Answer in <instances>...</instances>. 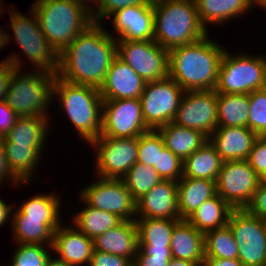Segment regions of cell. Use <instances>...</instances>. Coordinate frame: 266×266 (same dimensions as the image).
<instances>
[{
  "label": "cell",
  "mask_w": 266,
  "mask_h": 266,
  "mask_svg": "<svg viewBox=\"0 0 266 266\" xmlns=\"http://www.w3.org/2000/svg\"><path fill=\"white\" fill-rule=\"evenodd\" d=\"M116 57V39L102 23L94 22L59 54L56 76L72 84L100 89Z\"/></svg>",
  "instance_id": "cell-1"
},
{
  "label": "cell",
  "mask_w": 266,
  "mask_h": 266,
  "mask_svg": "<svg viewBox=\"0 0 266 266\" xmlns=\"http://www.w3.org/2000/svg\"><path fill=\"white\" fill-rule=\"evenodd\" d=\"M209 35L169 51L168 77L184 91L214 90L226 48Z\"/></svg>",
  "instance_id": "cell-2"
},
{
  "label": "cell",
  "mask_w": 266,
  "mask_h": 266,
  "mask_svg": "<svg viewBox=\"0 0 266 266\" xmlns=\"http://www.w3.org/2000/svg\"><path fill=\"white\" fill-rule=\"evenodd\" d=\"M30 6L40 30L58 54L94 23L91 10L73 0H35Z\"/></svg>",
  "instance_id": "cell-3"
},
{
  "label": "cell",
  "mask_w": 266,
  "mask_h": 266,
  "mask_svg": "<svg viewBox=\"0 0 266 266\" xmlns=\"http://www.w3.org/2000/svg\"><path fill=\"white\" fill-rule=\"evenodd\" d=\"M154 41L170 51L209 34L201 24L194 0H153Z\"/></svg>",
  "instance_id": "cell-4"
},
{
  "label": "cell",
  "mask_w": 266,
  "mask_h": 266,
  "mask_svg": "<svg viewBox=\"0 0 266 266\" xmlns=\"http://www.w3.org/2000/svg\"><path fill=\"white\" fill-rule=\"evenodd\" d=\"M55 98L83 141L90 144L100 136L103 99L98 88L72 84L56 76L53 102Z\"/></svg>",
  "instance_id": "cell-5"
},
{
  "label": "cell",
  "mask_w": 266,
  "mask_h": 266,
  "mask_svg": "<svg viewBox=\"0 0 266 266\" xmlns=\"http://www.w3.org/2000/svg\"><path fill=\"white\" fill-rule=\"evenodd\" d=\"M21 70L12 66L4 101L19 117H49L56 74L39 69L24 73Z\"/></svg>",
  "instance_id": "cell-6"
},
{
  "label": "cell",
  "mask_w": 266,
  "mask_h": 266,
  "mask_svg": "<svg viewBox=\"0 0 266 266\" xmlns=\"http://www.w3.org/2000/svg\"><path fill=\"white\" fill-rule=\"evenodd\" d=\"M266 87V57L246 53L222 55L218 70L216 93L249 94Z\"/></svg>",
  "instance_id": "cell-7"
},
{
  "label": "cell",
  "mask_w": 266,
  "mask_h": 266,
  "mask_svg": "<svg viewBox=\"0 0 266 266\" xmlns=\"http://www.w3.org/2000/svg\"><path fill=\"white\" fill-rule=\"evenodd\" d=\"M8 9L13 39L15 38L20 51L26 59L34 65L33 69L45 72L57 73L59 54L50 45L49 41L40 30L37 17L32 9L30 16L17 11L15 8Z\"/></svg>",
  "instance_id": "cell-8"
},
{
  "label": "cell",
  "mask_w": 266,
  "mask_h": 266,
  "mask_svg": "<svg viewBox=\"0 0 266 266\" xmlns=\"http://www.w3.org/2000/svg\"><path fill=\"white\" fill-rule=\"evenodd\" d=\"M244 266H266V220L246 209H233L228 218Z\"/></svg>",
  "instance_id": "cell-9"
},
{
  "label": "cell",
  "mask_w": 266,
  "mask_h": 266,
  "mask_svg": "<svg viewBox=\"0 0 266 266\" xmlns=\"http://www.w3.org/2000/svg\"><path fill=\"white\" fill-rule=\"evenodd\" d=\"M184 93L185 91L170 77L146 82L139 98L146 125L157 130L172 122Z\"/></svg>",
  "instance_id": "cell-10"
},
{
  "label": "cell",
  "mask_w": 266,
  "mask_h": 266,
  "mask_svg": "<svg viewBox=\"0 0 266 266\" xmlns=\"http://www.w3.org/2000/svg\"><path fill=\"white\" fill-rule=\"evenodd\" d=\"M84 187L79 197L89 206L117 215L123 221L136 219V201L122 179H95Z\"/></svg>",
  "instance_id": "cell-11"
},
{
  "label": "cell",
  "mask_w": 266,
  "mask_h": 266,
  "mask_svg": "<svg viewBox=\"0 0 266 266\" xmlns=\"http://www.w3.org/2000/svg\"><path fill=\"white\" fill-rule=\"evenodd\" d=\"M261 181L247 160L224 161L216 180V193L233 209H245Z\"/></svg>",
  "instance_id": "cell-12"
},
{
  "label": "cell",
  "mask_w": 266,
  "mask_h": 266,
  "mask_svg": "<svg viewBox=\"0 0 266 266\" xmlns=\"http://www.w3.org/2000/svg\"><path fill=\"white\" fill-rule=\"evenodd\" d=\"M117 56L146 82L168 77L169 51L154 40L116 41Z\"/></svg>",
  "instance_id": "cell-13"
},
{
  "label": "cell",
  "mask_w": 266,
  "mask_h": 266,
  "mask_svg": "<svg viewBox=\"0 0 266 266\" xmlns=\"http://www.w3.org/2000/svg\"><path fill=\"white\" fill-rule=\"evenodd\" d=\"M96 148L95 172L101 178L121 179L137 162L138 137L112 138L99 136L90 143Z\"/></svg>",
  "instance_id": "cell-14"
},
{
  "label": "cell",
  "mask_w": 266,
  "mask_h": 266,
  "mask_svg": "<svg viewBox=\"0 0 266 266\" xmlns=\"http://www.w3.org/2000/svg\"><path fill=\"white\" fill-rule=\"evenodd\" d=\"M139 98L103 100L100 136L132 138L150 131Z\"/></svg>",
  "instance_id": "cell-15"
},
{
  "label": "cell",
  "mask_w": 266,
  "mask_h": 266,
  "mask_svg": "<svg viewBox=\"0 0 266 266\" xmlns=\"http://www.w3.org/2000/svg\"><path fill=\"white\" fill-rule=\"evenodd\" d=\"M217 111L215 90L185 91L172 122L209 137L218 127Z\"/></svg>",
  "instance_id": "cell-16"
},
{
  "label": "cell",
  "mask_w": 266,
  "mask_h": 266,
  "mask_svg": "<svg viewBox=\"0 0 266 266\" xmlns=\"http://www.w3.org/2000/svg\"><path fill=\"white\" fill-rule=\"evenodd\" d=\"M108 18L111 19L112 27L118 34L110 32L109 35L115 38L116 41L154 40L153 0H149L145 4L119 9Z\"/></svg>",
  "instance_id": "cell-17"
},
{
  "label": "cell",
  "mask_w": 266,
  "mask_h": 266,
  "mask_svg": "<svg viewBox=\"0 0 266 266\" xmlns=\"http://www.w3.org/2000/svg\"><path fill=\"white\" fill-rule=\"evenodd\" d=\"M180 219L177 182L162 180L136 201V218Z\"/></svg>",
  "instance_id": "cell-18"
},
{
  "label": "cell",
  "mask_w": 266,
  "mask_h": 266,
  "mask_svg": "<svg viewBox=\"0 0 266 266\" xmlns=\"http://www.w3.org/2000/svg\"><path fill=\"white\" fill-rule=\"evenodd\" d=\"M145 85L146 81L117 56L99 91L103 100L140 98Z\"/></svg>",
  "instance_id": "cell-19"
},
{
  "label": "cell",
  "mask_w": 266,
  "mask_h": 266,
  "mask_svg": "<svg viewBox=\"0 0 266 266\" xmlns=\"http://www.w3.org/2000/svg\"><path fill=\"white\" fill-rule=\"evenodd\" d=\"M63 225L62 223L54 232L52 252L71 266H88L94 250L93 239L73 225Z\"/></svg>",
  "instance_id": "cell-20"
},
{
  "label": "cell",
  "mask_w": 266,
  "mask_h": 266,
  "mask_svg": "<svg viewBox=\"0 0 266 266\" xmlns=\"http://www.w3.org/2000/svg\"><path fill=\"white\" fill-rule=\"evenodd\" d=\"M259 136L248 127H217L208 137L223 161L247 160Z\"/></svg>",
  "instance_id": "cell-21"
},
{
  "label": "cell",
  "mask_w": 266,
  "mask_h": 266,
  "mask_svg": "<svg viewBox=\"0 0 266 266\" xmlns=\"http://www.w3.org/2000/svg\"><path fill=\"white\" fill-rule=\"evenodd\" d=\"M94 250L119 255L135 261L139 249L138 229L135 220L122 221L119 225L93 240Z\"/></svg>",
  "instance_id": "cell-22"
},
{
  "label": "cell",
  "mask_w": 266,
  "mask_h": 266,
  "mask_svg": "<svg viewBox=\"0 0 266 266\" xmlns=\"http://www.w3.org/2000/svg\"><path fill=\"white\" fill-rule=\"evenodd\" d=\"M12 236L15 244L52 245L54 232L61 221H43V218L26 217L17 207L12 212Z\"/></svg>",
  "instance_id": "cell-23"
},
{
  "label": "cell",
  "mask_w": 266,
  "mask_h": 266,
  "mask_svg": "<svg viewBox=\"0 0 266 266\" xmlns=\"http://www.w3.org/2000/svg\"><path fill=\"white\" fill-rule=\"evenodd\" d=\"M5 160L12 176L19 183L30 185L32 175L37 170L45 145H15L13 142H1ZM29 182V183H28Z\"/></svg>",
  "instance_id": "cell-24"
},
{
  "label": "cell",
  "mask_w": 266,
  "mask_h": 266,
  "mask_svg": "<svg viewBox=\"0 0 266 266\" xmlns=\"http://www.w3.org/2000/svg\"><path fill=\"white\" fill-rule=\"evenodd\" d=\"M174 258L199 263L205 258L204 234L196 230L187 220H180L174 227L170 242Z\"/></svg>",
  "instance_id": "cell-25"
},
{
  "label": "cell",
  "mask_w": 266,
  "mask_h": 266,
  "mask_svg": "<svg viewBox=\"0 0 266 266\" xmlns=\"http://www.w3.org/2000/svg\"><path fill=\"white\" fill-rule=\"evenodd\" d=\"M201 24L225 25L232 18L240 17L254 8V0H194ZM244 13V14H243Z\"/></svg>",
  "instance_id": "cell-26"
},
{
  "label": "cell",
  "mask_w": 266,
  "mask_h": 266,
  "mask_svg": "<svg viewBox=\"0 0 266 266\" xmlns=\"http://www.w3.org/2000/svg\"><path fill=\"white\" fill-rule=\"evenodd\" d=\"M216 194V181L183 177L177 181L180 219L186 220L207 199Z\"/></svg>",
  "instance_id": "cell-27"
},
{
  "label": "cell",
  "mask_w": 266,
  "mask_h": 266,
  "mask_svg": "<svg viewBox=\"0 0 266 266\" xmlns=\"http://www.w3.org/2000/svg\"><path fill=\"white\" fill-rule=\"evenodd\" d=\"M181 219L136 218L140 250H171L175 225Z\"/></svg>",
  "instance_id": "cell-28"
},
{
  "label": "cell",
  "mask_w": 266,
  "mask_h": 266,
  "mask_svg": "<svg viewBox=\"0 0 266 266\" xmlns=\"http://www.w3.org/2000/svg\"><path fill=\"white\" fill-rule=\"evenodd\" d=\"M157 130L162 135L165 146L182 161L208 141V137L201 131L180 127L173 122L167 123Z\"/></svg>",
  "instance_id": "cell-29"
},
{
  "label": "cell",
  "mask_w": 266,
  "mask_h": 266,
  "mask_svg": "<svg viewBox=\"0 0 266 266\" xmlns=\"http://www.w3.org/2000/svg\"><path fill=\"white\" fill-rule=\"evenodd\" d=\"M232 210L233 208L216 193L205 200L186 220L205 235L209 231L226 226Z\"/></svg>",
  "instance_id": "cell-30"
},
{
  "label": "cell",
  "mask_w": 266,
  "mask_h": 266,
  "mask_svg": "<svg viewBox=\"0 0 266 266\" xmlns=\"http://www.w3.org/2000/svg\"><path fill=\"white\" fill-rule=\"evenodd\" d=\"M51 116L18 117L13 127L0 138L1 142H13L15 145H44L48 135ZM50 121V122H49Z\"/></svg>",
  "instance_id": "cell-31"
},
{
  "label": "cell",
  "mask_w": 266,
  "mask_h": 266,
  "mask_svg": "<svg viewBox=\"0 0 266 266\" xmlns=\"http://www.w3.org/2000/svg\"><path fill=\"white\" fill-rule=\"evenodd\" d=\"M223 160L208 140L200 149L183 161V177L216 181Z\"/></svg>",
  "instance_id": "cell-32"
},
{
  "label": "cell",
  "mask_w": 266,
  "mask_h": 266,
  "mask_svg": "<svg viewBox=\"0 0 266 266\" xmlns=\"http://www.w3.org/2000/svg\"><path fill=\"white\" fill-rule=\"evenodd\" d=\"M218 127H248L249 94L216 93Z\"/></svg>",
  "instance_id": "cell-33"
},
{
  "label": "cell",
  "mask_w": 266,
  "mask_h": 266,
  "mask_svg": "<svg viewBox=\"0 0 266 266\" xmlns=\"http://www.w3.org/2000/svg\"><path fill=\"white\" fill-rule=\"evenodd\" d=\"M79 199L86 207H83L84 209L79 210L71 217L73 219L72 223L90 239L94 240L97 236L116 227L123 221L117 215L95 209L87 205L80 197Z\"/></svg>",
  "instance_id": "cell-34"
},
{
  "label": "cell",
  "mask_w": 266,
  "mask_h": 266,
  "mask_svg": "<svg viewBox=\"0 0 266 266\" xmlns=\"http://www.w3.org/2000/svg\"><path fill=\"white\" fill-rule=\"evenodd\" d=\"M205 257L238 259V245L227 224L204 235Z\"/></svg>",
  "instance_id": "cell-35"
},
{
  "label": "cell",
  "mask_w": 266,
  "mask_h": 266,
  "mask_svg": "<svg viewBox=\"0 0 266 266\" xmlns=\"http://www.w3.org/2000/svg\"><path fill=\"white\" fill-rule=\"evenodd\" d=\"M55 194V195H54ZM61 196L56 193L37 194L21 205H15L26 217L43 218V221H62ZM60 210V211H59Z\"/></svg>",
  "instance_id": "cell-36"
},
{
  "label": "cell",
  "mask_w": 266,
  "mask_h": 266,
  "mask_svg": "<svg viewBox=\"0 0 266 266\" xmlns=\"http://www.w3.org/2000/svg\"><path fill=\"white\" fill-rule=\"evenodd\" d=\"M121 179L135 201L162 181L153 166H146L139 162H136Z\"/></svg>",
  "instance_id": "cell-37"
},
{
  "label": "cell",
  "mask_w": 266,
  "mask_h": 266,
  "mask_svg": "<svg viewBox=\"0 0 266 266\" xmlns=\"http://www.w3.org/2000/svg\"><path fill=\"white\" fill-rule=\"evenodd\" d=\"M17 246L9 266H45L51 256L52 245L19 243Z\"/></svg>",
  "instance_id": "cell-38"
},
{
  "label": "cell",
  "mask_w": 266,
  "mask_h": 266,
  "mask_svg": "<svg viewBox=\"0 0 266 266\" xmlns=\"http://www.w3.org/2000/svg\"><path fill=\"white\" fill-rule=\"evenodd\" d=\"M165 143L158 130L150 131L138 137V156L137 162L146 166H153L157 172L158 150H162Z\"/></svg>",
  "instance_id": "cell-39"
},
{
  "label": "cell",
  "mask_w": 266,
  "mask_h": 266,
  "mask_svg": "<svg viewBox=\"0 0 266 266\" xmlns=\"http://www.w3.org/2000/svg\"><path fill=\"white\" fill-rule=\"evenodd\" d=\"M249 108L248 128L266 134V87L249 93Z\"/></svg>",
  "instance_id": "cell-40"
},
{
  "label": "cell",
  "mask_w": 266,
  "mask_h": 266,
  "mask_svg": "<svg viewBox=\"0 0 266 266\" xmlns=\"http://www.w3.org/2000/svg\"><path fill=\"white\" fill-rule=\"evenodd\" d=\"M157 173L162 180L179 181L183 174V161L166 146L158 150Z\"/></svg>",
  "instance_id": "cell-41"
},
{
  "label": "cell",
  "mask_w": 266,
  "mask_h": 266,
  "mask_svg": "<svg viewBox=\"0 0 266 266\" xmlns=\"http://www.w3.org/2000/svg\"><path fill=\"white\" fill-rule=\"evenodd\" d=\"M149 0H96L94 8L91 10L92 19L95 23H103L115 11L132 6L145 4Z\"/></svg>",
  "instance_id": "cell-42"
},
{
  "label": "cell",
  "mask_w": 266,
  "mask_h": 266,
  "mask_svg": "<svg viewBox=\"0 0 266 266\" xmlns=\"http://www.w3.org/2000/svg\"><path fill=\"white\" fill-rule=\"evenodd\" d=\"M171 250L138 249L133 266H169Z\"/></svg>",
  "instance_id": "cell-43"
},
{
  "label": "cell",
  "mask_w": 266,
  "mask_h": 266,
  "mask_svg": "<svg viewBox=\"0 0 266 266\" xmlns=\"http://www.w3.org/2000/svg\"><path fill=\"white\" fill-rule=\"evenodd\" d=\"M247 161L262 179H266V134L256 139Z\"/></svg>",
  "instance_id": "cell-44"
},
{
  "label": "cell",
  "mask_w": 266,
  "mask_h": 266,
  "mask_svg": "<svg viewBox=\"0 0 266 266\" xmlns=\"http://www.w3.org/2000/svg\"><path fill=\"white\" fill-rule=\"evenodd\" d=\"M16 53L11 54L7 59L0 61V101L4 100L5 94L8 91L10 78L12 76V66L17 69H22V59Z\"/></svg>",
  "instance_id": "cell-45"
},
{
  "label": "cell",
  "mask_w": 266,
  "mask_h": 266,
  "mask_svg": "<svg viewBox=\"0 0 266 266\" xmlns=\"http://www.w3.org/2000/svg\"><path fill=\"white\" fill-rule=\"evenodd\" d=\"M250 214L266 220V179H262L253 198L245 208Z\"/></svg>",
  "instance_id": "cell-46"
},
{
  "label": "cell",
  "mask_w": 266,
  "mask_h": 266,
  "mask_svg": "<svg viewBox=\"0 0 266 266\" xmlns=\"http://www.w3.org/2000/svg\"><path fill=\"white\" fill-rule=\"evenodd\" d=\"M88 266H133V262L119 255L93 250Z\"/></svg>",
  "instance_id": "cell-47"
},
{
  "label": "cell",
  "mask_w": 266,
  "mask_h": 266,
  "mask_svg": "<svg viewBox=\"0 0 266 266\" xmlns=\"http://www.w3.org/2000/svg\"><path fill=\"white\" fill-rule=\"evenodd\" d=\"M18 117L4 100L0 101V138L13 127Z\"/></svg>",
  "instance_id": "cell-48"
},
{
  "label": "cell",
  "mask_w": 266,
  "mask_h": 266,
  "mask_svg": "<svg viewBox=\"0 0 266 266\" xmlns=\"http://www.w3.org/2000/svg\"><path fill=\"white\" fill-rule=\"evenodd\" d=\"M3 182L4 183L11 182L12 183L11 186L13 187L14 186L18 187L19 185L24 184V183H19L9 171L5 160L4 148L0 141V186Z\"/></svg>",
  "instance_id": "cell-49"
},
{
  "label": "cell",
  "mask_w": 266,
  "mask_h": 266,
  "mask_svg": "<svg viewBox=\"0 0 266 266\" xmlns=\"http://www.w3.org/2000/svg\"><path fill=\"white\" fill-rule=\"evenodd\" d=\"M203 266H244L239 259H220L205 257Z\"/></svg>",
  "instance_id": "cell-50"
},
{
  "label": "cell",
  "mask_w": 266,
  "mask_h": 266,
  "mask_svg": "<svg viewBox=\"0 0 266 266\" xmlns=\"http://www.w3.org/2000/svg\"><path fill=\"white\" fill-rule=\"evenodd\" d=\"M14 204L11 203L7 204L3 199H1L0 197V227H3V225H5L9 220V222H11L12 219V208H14L13 206Z\"/></svg>",
  "instance_id": "cell-51"
},
{
  "label": "cell",
  "mask_w": 266,
  "mask_h": 266,
  "mask_svg": "<svg viewBox=\"0 0 266 266\" xmlns=\"http://www.w3.org/2000/svg\"><path fill=\"white\" fill-rule=\"evenodd\" d=\"M169 266H201L199 263L172 257Z\"/></svg>",
  "instance_id": "cell-52"
},
{
  "label": "cell",
  "mask_w": 266,
  "mask_h": 266,
  "mask_svg": "<svg viewBox=\"0 0 266 266\" xmlns=\"http://www.w3.org/2000/svg\"><path fill=\"white\" fill-rule=\"evenodd\" d=\"M3 26L0 27V50L4 49V47L7 46V44L10 43V40H12L11 34H7L8 32L5 31L3 28Z\"/></svg>",
  "instance_id": "cell-53"
},
{
  "label": "cell",
  "mask_w": 266,
  "mask_h": 266,
  "mask_svg": "<svg viewBox=\"0 0 266 266\" xmlns=\"http://www.w3.org/2000/svg\"><path fill=\"white\" fill-rule=\"evenodd\" d=\"M45 266H71L68 263L64 262L63 260L58 259L57 257L53 258V256L51 255Z\"/></svg>",
  "instance_id": "cell-54"
},
{
  "label": "cell",
  "mask_w": 266,
  "mask_h": 266,
  "mask_svg": "<svg viewBox=\"0 0 266 266\" xmlns=\"http://www.w3.org/2000/svg\"><path fill=\"white\" fill-rule=\"evenodd\" d=\"M73 1H76V2H79L81 4H84L90 10L94 9V6H95L94 4L96 3V0H73Z\"/></svg>",
  "instance_id": "cell-55"
},
{
  "label": "cell",
  "mask_w": 266,
  "mask_h": 266,
  "mask_svg": "<svg viewBox=\"0 0 266 266\" xmlns=\"http://www.w3.org/2000/svg\"><path fill=\"white\" fill-rule=\"evenodd\" d=\"M261 7L266 10V0H254V7Z\"/></svg>",
  "instance_id": "cell-56"
},
{
  "label": "cell",
  "mask_w": 266,
  "mask_h": 266,
  "mask_svg": "<svg viewBox=\"0 0 266 266\" xmlns=\"http://www.w3.org/2000/svg\"><path fill=\"white\" fill-rule=\"evenodd\" d=\"M3 5H4L3 0H0V14H1L0 16H2V14H4V10L3 9L6 7L5 5L4 6ZM1 6L4 7V8H2Z\"/></svg>",
  "instance_id": "cell-57"
}]
</instances>
